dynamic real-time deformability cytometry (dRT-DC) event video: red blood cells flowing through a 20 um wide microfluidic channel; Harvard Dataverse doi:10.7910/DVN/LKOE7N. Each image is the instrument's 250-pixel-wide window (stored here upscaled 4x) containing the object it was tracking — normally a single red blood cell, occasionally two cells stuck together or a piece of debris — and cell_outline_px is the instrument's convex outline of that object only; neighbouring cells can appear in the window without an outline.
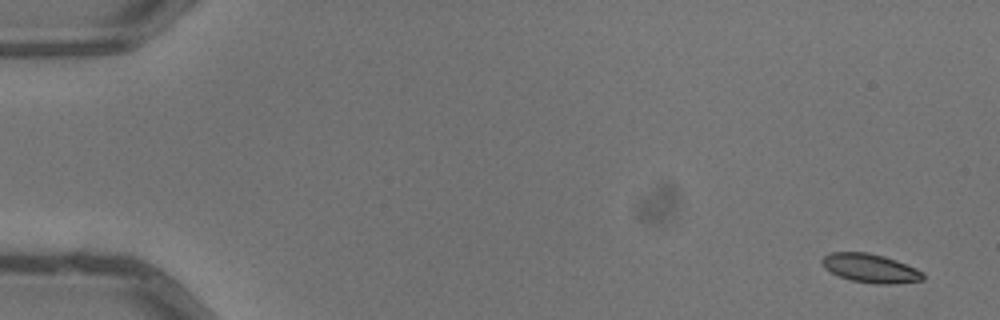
{"species": "common noctule bat (a hibernating species)", "species_latin": "Nyctalus noctula", "temperature_condition": "warm", "stored_images_in_passage": 5, "camera_frame_rate_fps": 3000, "um_per_image_px": 0.085, "animal": {"sex": "male", "body_mass_g": 13.3}, "frame": {"image": 1, "passage_image": 1, "time_ms": 0.0, "image_size_px": [1000, 320], "cell_outline_px": [[924, 280], [896, 284], [872, 284], [852, 280], [840, 276], [824, 268], [820, 260], [824, 256], [832, 252], [868, 252], [884, 256], [896, 260], [916, 268], [924, 272]], "centroid_in_image_um": [74.01, 22.8], "position_along_channel_um": 11.0, "area_um2": 17.05}}